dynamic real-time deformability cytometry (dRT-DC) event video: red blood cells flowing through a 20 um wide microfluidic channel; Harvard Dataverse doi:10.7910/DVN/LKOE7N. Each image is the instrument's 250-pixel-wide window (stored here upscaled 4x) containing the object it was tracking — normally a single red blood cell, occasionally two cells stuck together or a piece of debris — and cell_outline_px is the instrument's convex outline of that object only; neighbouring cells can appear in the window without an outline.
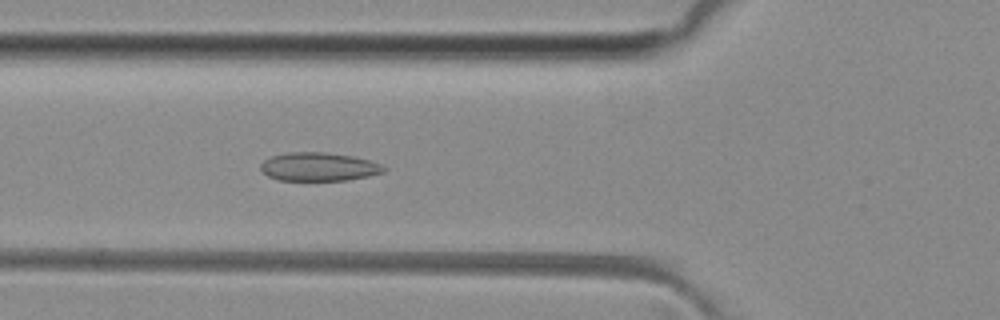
{"species": "common noctule bat (a hibernating species)", "species_latin": "Nyctalus noctula", "temperature_condition": "room temperature", "stored_images_in_passage": 50, "camera_frame_rate_fps": 3000, "um_per_image_px": 0.085, "animal": {"sex": "female", "body_mass_g": 29.2, "forearm_length_mm": 56.3}, "frame": {"image": 1, "passage_image": 18, "time_ms": 5.667, "image_size_px": [1000, 320], "cell_outline_px": [[388, 168], [384, 172], [368, 176], [348, 180], [276, 180], [268, 176], [260, 168], [260, 164], [264, 160], [272, 156], [288, 152], [324, 152], [352, 156], [368, 160], [380, 164]], "centroid_in_image_um": [27.09, 14.18], "position_along_channel_um": 98.7, "area_um2": 20.4}}
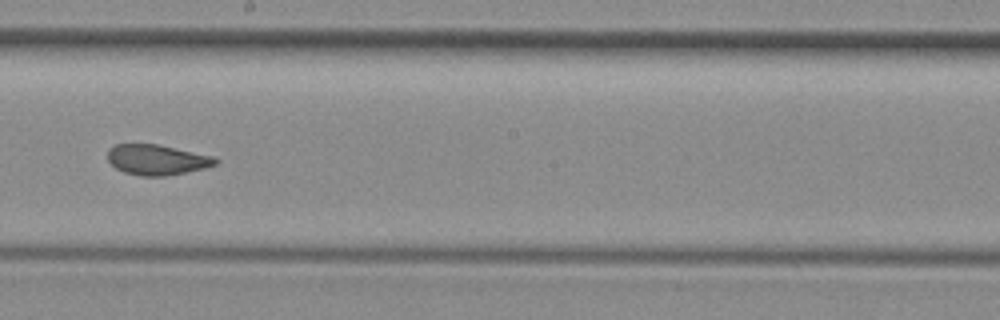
{"frame": {"image": 2, "passage_image": 28, "time_ms": 9.0, "image_size_px": [1000, 320], "cell_outline_px": [[220, 160], [216, 164], [204, 168], [164, 176], [140, 176], [124, 172], [116, 168], [108, 160], [108, 148], [116, 144], [156, 144], [212, 156]], "centroid_in_image_um": [13.31, 13.58], "position_along_channel_um": 234.9, "area_um2": 18.84}}
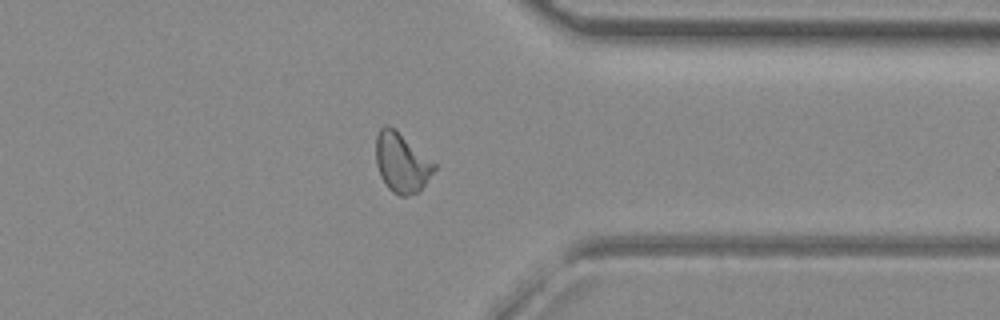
{"frame": {"image": 3, "passage_image": 39, "time_ms": 12.667, "image_size_px": [1000, 320], "cell_outline_px": [[436, 168], [420, 192], [408, 196], [400, 196], [392, 192], [388, 188], [380, 176], [376, 164], [376, 136], [380, 128], [388, 124], [396, 128], [436, 164]], "centroid_in_image_um": [34.14, 13.82], "position_along_channel_um": 377.3, "area_um2": 20.52}, "authors_computed_cell_mechanics": {"area_um2": 20.4323, "velocity_mm_per_s": 4.0846, "shape_relaxation_time_tau1_ms": null, "shape_relaxation_time_tau2_ms": 1.2969, "deformation_change_tau1": null, "deformation_change_tau2": 0.0668}}